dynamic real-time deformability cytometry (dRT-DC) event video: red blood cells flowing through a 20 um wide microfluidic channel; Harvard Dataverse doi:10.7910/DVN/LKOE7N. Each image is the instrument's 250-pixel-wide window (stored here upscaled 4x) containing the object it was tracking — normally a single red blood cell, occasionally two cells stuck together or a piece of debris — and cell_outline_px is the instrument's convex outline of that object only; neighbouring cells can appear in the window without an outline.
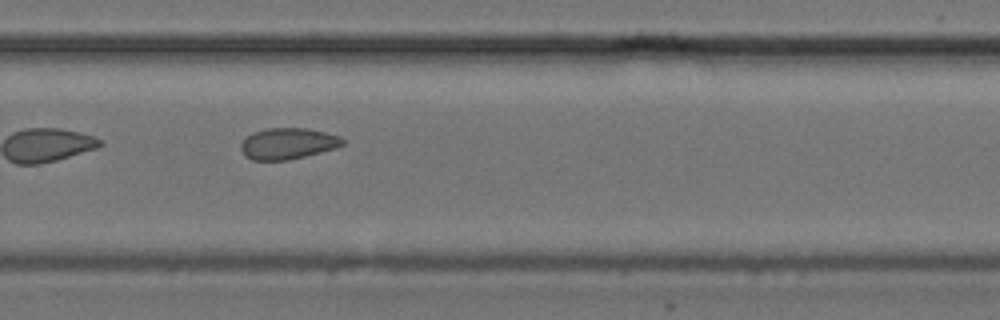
{"species": "common noctule bat (a hibernating species)", "species_latin": "Nyctalus noctula", "temperature_condition": "cold", "stored_images_in_passage": 31, "camera_frame_rate_fps": 3000, "um_per_image_px": 0.085, "animal": {"sex": "female", "body_mass_g": 24.6, "forearm_length_mm": 56.2}, "frame": {"image": 1, "passage_image": 22, "time_ms": 7.0, "image_size_px": [1000, 320], "cell_outline_px": [[344, 144], [336, 148], [288, 160], [252, 160], [244, 156], [240, 148], [240, 144], [252, 132], [268, 128], [308, 128], [340, 136], [344, 140]], "centroid_in_image_um": [24.45, 12.2], "position_along_channel_um": 305.3, "area_um2": 18.5}}